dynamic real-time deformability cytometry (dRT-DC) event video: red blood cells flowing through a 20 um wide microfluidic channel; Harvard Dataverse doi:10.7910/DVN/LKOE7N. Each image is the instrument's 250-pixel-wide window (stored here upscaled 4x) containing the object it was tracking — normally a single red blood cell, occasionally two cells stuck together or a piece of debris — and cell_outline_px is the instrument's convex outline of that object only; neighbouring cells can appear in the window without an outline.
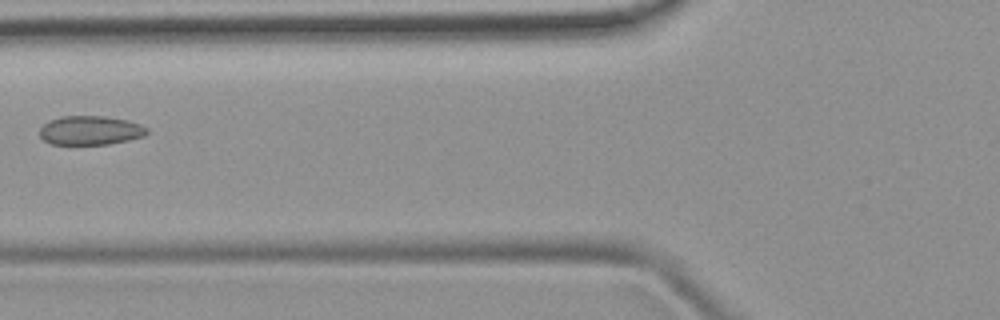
{"species": "common noctule bat (a hibernating species)", "species_latin": "Nyctalus noctula", "temperature_condition": "room temperature", "stored_images_in_passage": 5, "camera_frame_rate_fps": 3000, "um_per_image_px": 0.085, "animal": {"sex": "female", "body_mass_g": 19.9}, "frame": {"image": 1, "passage_image": 4, "time_ms": 4.333, "image_size_px": [1000, 320], "cell_outline_px": [[148, 132], [144, 136], [128, 140], [108, 144], [52, 144], [44, 140], [40, 136], [40, 128], [48, 120], [60, 116], [104, 116], [128, 120], [140, 124], [148, 128]], "centroid_in_image_um": [7.68, 11.07], "position_along_channel_um": 118.1, "area_um2": 18.21}}
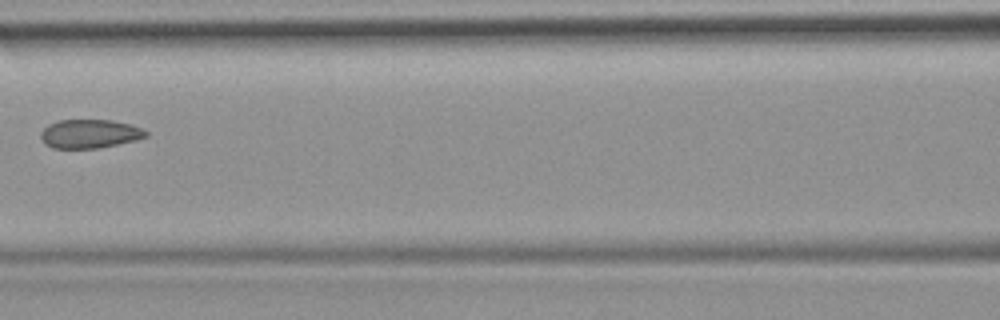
{"frame": {"image": 2, "passage_image": 5, "time_ms": 5.333, "image_size_px": [1000, 320], "cell_outline_px": [[148, 136], [136, 140], [100, 148], [52, 148], [44, 144], [40, 136], [40, 132], [48, 124], [60, 120], [112, 120], [128, 124], [140, 128], [148, 132]], "centroid_in_image_um": [7.6, 11.38], "position_along_channel_um": 159.0, "area_um2": 17.63}}